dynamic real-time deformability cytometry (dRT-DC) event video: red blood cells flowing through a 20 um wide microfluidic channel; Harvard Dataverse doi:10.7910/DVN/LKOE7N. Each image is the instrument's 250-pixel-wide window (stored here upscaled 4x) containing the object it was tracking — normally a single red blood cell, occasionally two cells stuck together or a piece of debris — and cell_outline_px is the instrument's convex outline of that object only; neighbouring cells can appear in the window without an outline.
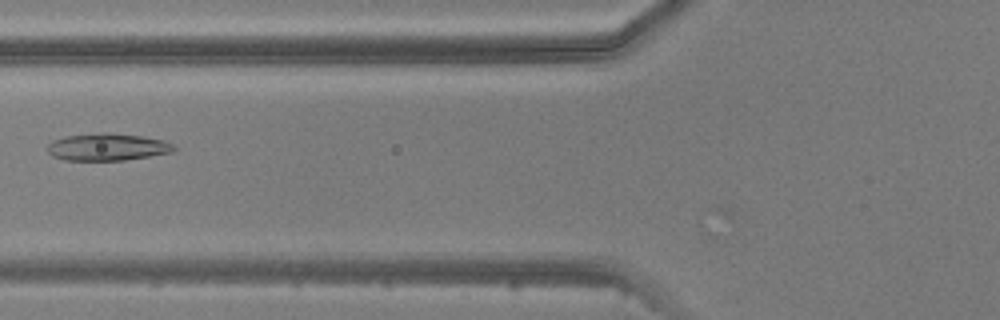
{"species": "common noctule bat (a hibernating species)", "species_latin": "Nyctalus noctula", "temperature_condition": "warm", "stored_images_in_passage": 6, "camera_frame_rate_fps": 3000, "um_per_image_px": 0.085, "animal": {"sex": "male", "body_mass_g": 20.5, "forearm_length_mm": 52.5}, "frame": {"image": 1, "passage_image": 5, "time_ms": 5.667, "image_size_px": [1000, 320], "cell_outline_px": [[176, 148], [172, 152], [124, 160], [64, 160], [52, 156], [48, 152], [48, 144], [52, 140], [64, 136], [104, 132], [108, 132], [140, 136], [164, 140], [172, 144]], "centroid_in_image_um": [9.09, 12.49], "position_along_channel_um": 116.7, "area_um2": 20.0}}
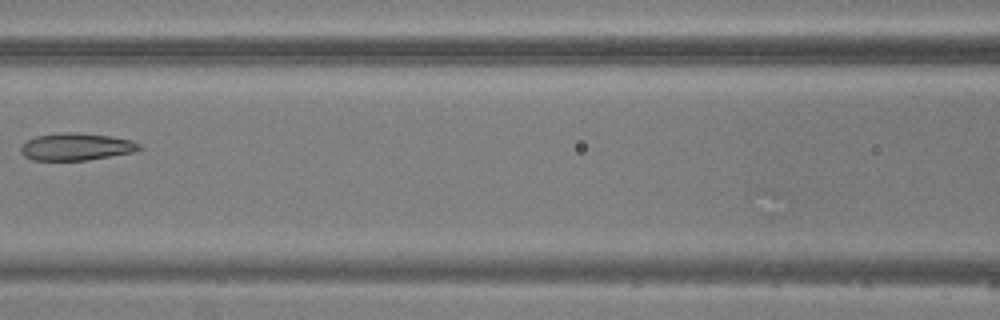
{"frame": {"image": 2, "passage_image": 6, "time_ms": 6.667, "image_size_px": [1000, 320], "cell_outline_px": [[144, 148], [136, 152], [88, 160], [32, 160], [24, 156], [20, 152], [20, 144], [36, 136], [60, 132], [76, 132], [108, 136], [132, 140], [140, 144]], "centroid_in_image_um": [6.48, 12.47], "position_along_channel_um": 160.1, "area_um2": 19.07}}